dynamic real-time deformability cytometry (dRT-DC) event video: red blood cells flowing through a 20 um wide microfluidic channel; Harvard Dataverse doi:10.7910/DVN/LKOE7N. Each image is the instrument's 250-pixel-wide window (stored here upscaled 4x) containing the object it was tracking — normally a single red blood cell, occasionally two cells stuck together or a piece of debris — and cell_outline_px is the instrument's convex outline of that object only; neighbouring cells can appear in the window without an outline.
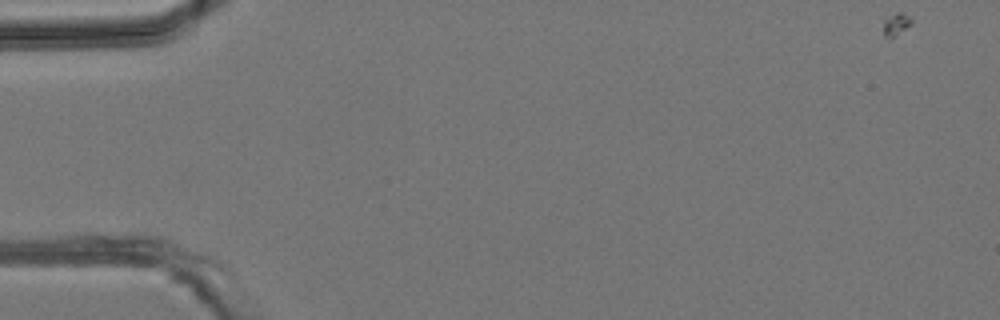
{"species": "common noctule bat (a hibernating species)", "species_latin": "Nyctalus noctula", "temperature_condition": "room temperature", "stored_images_in_passage": 19, "camera_frame_rate_fps": 3000, "um_per_image_px": 0.085, "animal": {"sex": "male", "body_mass_g": 19.2, "forearm_length_mm": 51.8}, "frame": {"image": 1, "passage_image": 1, "time_ms": 0.0, "image_size_px": [1000, 320], "cell_outline_px": [[240, 284], [72, 240], [68, 236], [84, 232], [152, 236], [172, 240], [220, 260], [228, 264], [236, 272]], "centroid_in_image_um": [13.66, 21.5], "position_along_channel_um": 71.3, "area_um2": 23.12}}
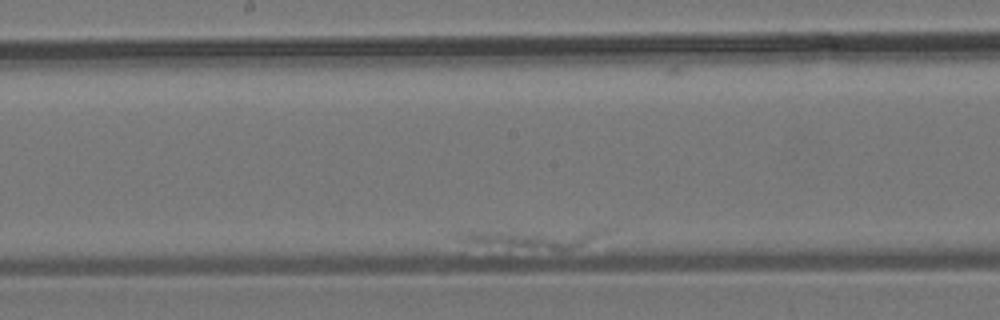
{"frame": {"image": 2, "passage_image": 11, "time_ms": 12.667, "image_size_px": [1000, 320], "cell_outline_px": [[616, 228], [572, 248], [548, 248], [464, 240], [456, 236], [456, 232], [592, 228]], "centroid_in_image_um": [45.62, 20.15], "position_along_channel_um": 202.6, "area_um2": 14.97}}
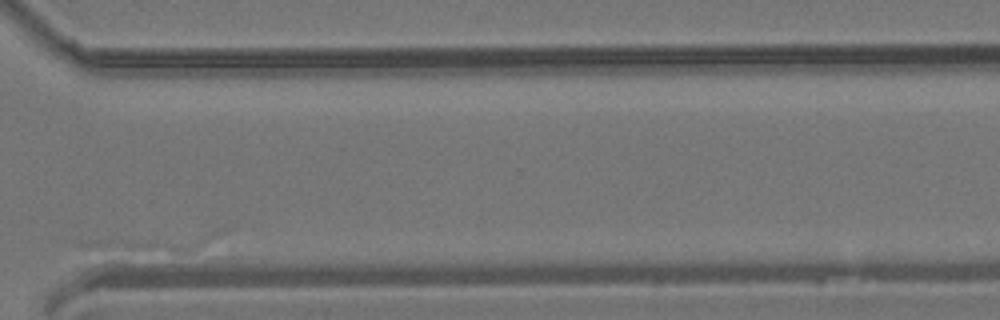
{"frame": {"image": 3, "passage_image": 19, "time_ms": 22.667, "image_size_px": [1000, 320], "cell_outline_px": [[228, 228], [224, 232], [204, 244], [188, 252], [184, 252], [128, 248], [80, 244], [76, 240], [216, 228]], "centroid_in_image_um": [13.6, 20.43], "position_along_channel_um": 357.0, "area_um2": 13.99}}